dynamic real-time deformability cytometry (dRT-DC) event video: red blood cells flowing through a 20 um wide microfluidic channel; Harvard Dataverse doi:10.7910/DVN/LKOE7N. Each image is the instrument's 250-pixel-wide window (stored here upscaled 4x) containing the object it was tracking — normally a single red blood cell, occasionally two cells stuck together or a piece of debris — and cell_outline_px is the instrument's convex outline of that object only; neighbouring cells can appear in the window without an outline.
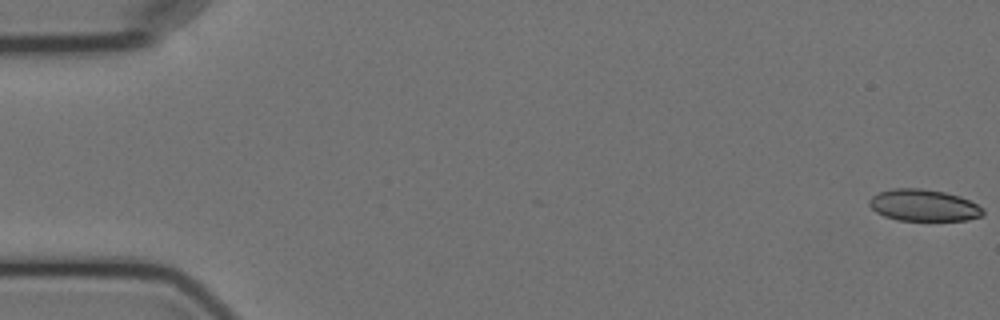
{"species": "Egyptian fruit bat (a non-hibernating species)", "species_latin": "Rousettus aegyptiacus", "temperature_condition": "cold", "stored_images_in_passage": 6, "camera_frame_rate_fps": 3000, "um_per_image_px": 0.085, "animal": {"sex": "female"}, "frame": {"image": 1, "passage_image": 1, "time_ms": 0.0, "image_size_px": [1000, 320], "cell_outline_px": [[984, 212], [980, 216], [968, 220], [896, 220], [884, 216], [876, 212], [868, 204], [868, 200], [872, 196], [880, 192], [892, 188], [920, 188], [944, 192], [960, 196], [976, 204]], "centroid_in_image_um": [78.46, 17.45], "position_along_channel_um": 6.5, "area_um2": 20.87}}
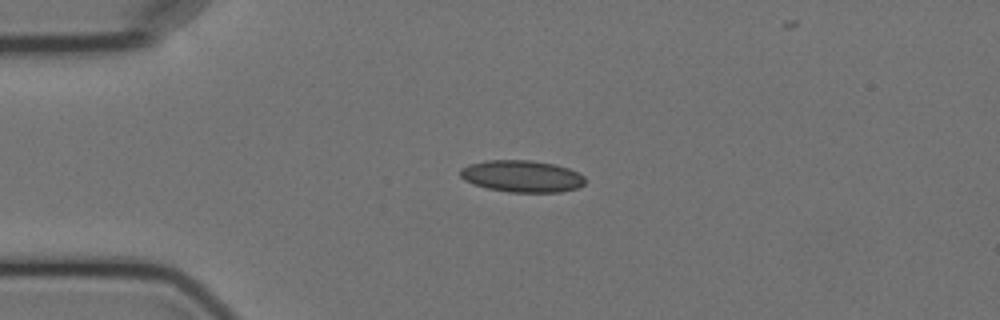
{"frame": {"image": 2, "passage_image": 4, "time_ms": 4.333, "image_size_px": [1000, 320], "cell_outline_px": [[584, 184], [576, 188], [560, 192], [508, 192], [488, 188], [464, 180], [460, 176], [460, 168], [468, 164], [488, 160], [528, 160], [556, 164], [568, 168], [584, 176]], "centroid_in_image_um": [44.35, 14.97], "position_along_channel_um": 40.7, "area_um2": 23.06}}